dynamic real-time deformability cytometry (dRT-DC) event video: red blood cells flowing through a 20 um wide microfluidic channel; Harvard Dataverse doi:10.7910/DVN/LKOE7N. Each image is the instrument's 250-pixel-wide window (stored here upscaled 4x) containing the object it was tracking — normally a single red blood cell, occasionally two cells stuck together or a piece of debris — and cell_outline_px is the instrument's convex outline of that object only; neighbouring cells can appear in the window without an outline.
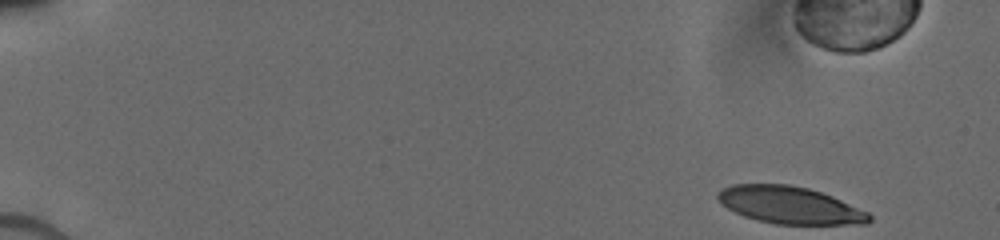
{"species": "human", "species_latin": "Homo sapiens", "temperature_condition": "cold", "stored_images_in_passage": 29, "camera_frame_rate_fps": 3000, "um_per_image_px": 0.085, "donor": {"sex": "male"}, "frame": {"image": 1, "passage_image": 1, "time_ms": 0.0, "image_size_px": [1000, 240], "cell_outline_px": [[872, 220], [868, 224], [776, 224], [756, 220], [744, 216], [728, 208], [716, 196], [724, 188], [732, 184], [788, 184], [808, 188], [832, 196], [868, 212], [872, 216]], "centroid_in_image_um": [67.18, 17.44], "position_along_channel_um": 17.8, "area_um2": 32.6}}
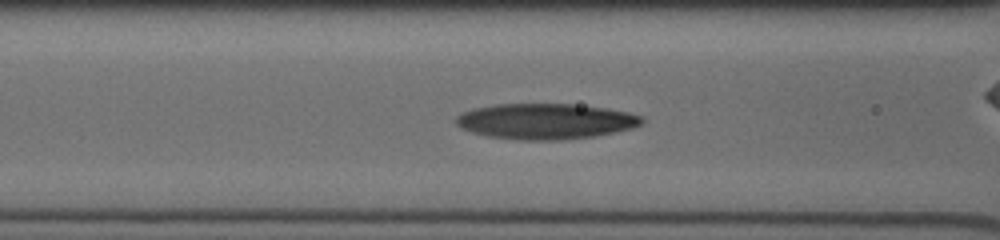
{"frame": {"image": 2, "passage_image": 25, "time_ms": 6.333, "image_size_px": [1000, 240], "cell_outline_px": [[644, 120], [640, 124], [632, 128], [616, 132], [596, 136], [564, 140], [520, 140], [488, 136], [472, 132], [460, 128], [456, 124], [456, 116], [472, 108], [496, 104], [572, 104], [604, 108], [628, 112], [640, 116]], "centroid_in_image_um": [46.35, 10.31], "position_along_channel_um": 120.3, "area_um2": 38.61}}
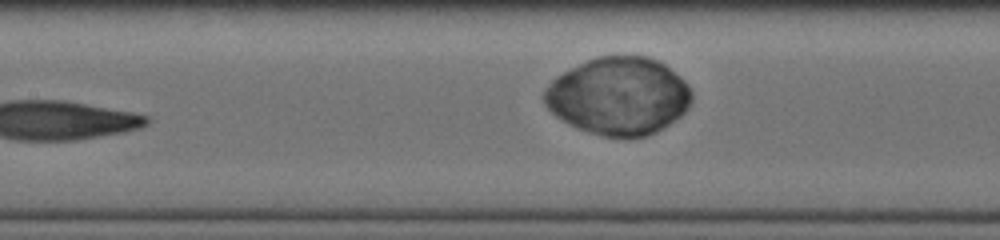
{"frame": {"image": 3, "passage_image": 29, "time_ms": 8.333, "image_size_px": [1000, 240], "cell_outline_px": [[692, 100], [688, 108], [680, 116], [656, 132], [644, 136], [604, 136], [580, 128], [556, 116], [544, 104], [544, 88], [556, 76], [588, 60], [600, 56], [644, 56], [656, 60], [664, 64], [680, 76], [688, 84], [692, 92]], "centroid_in_image_um": [52.6, 8.15], "position_along_channel_um": 154.8, "area_um2": 65.95}}